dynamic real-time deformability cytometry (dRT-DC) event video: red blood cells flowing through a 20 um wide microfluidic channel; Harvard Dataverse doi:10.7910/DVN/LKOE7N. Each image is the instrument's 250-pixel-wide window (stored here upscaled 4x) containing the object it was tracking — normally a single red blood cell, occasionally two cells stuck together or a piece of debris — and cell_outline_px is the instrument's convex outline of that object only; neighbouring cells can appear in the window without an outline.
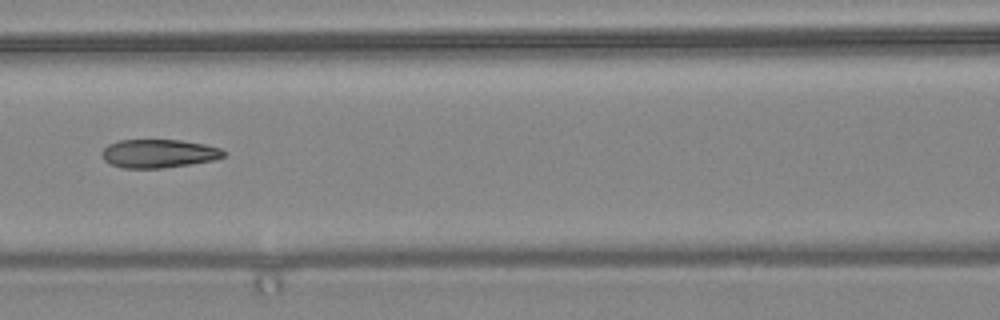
{"species": "common noctule bat (a hibernating species)", "species_latin": "Nyctalus noctula", "temperature_condition": "warm", "stored_images_in_passage": 9, "camera_frame_rate_fps": 3000, "um_per_image_px": 0.085, "animal": {"sex": "female", "body_mass_g": 24.6, "forearm_length_mm": 56.2}, "frame": {"image": 1, "passage_image": 6, "time_ms": 1.667, "image_size_px": [1000, 320], "cell_outline_px": [[224, 156], [212, 160], [164, 168], [124, 168], [108, 164], [104, 160], [100, 152], [108, 144], [120, 140], [180, 140], [204, 144], [220, 148], [224, 152]], "centroid_in_image_um": [13.42, 13.05], "position_along_channel_um": 153.2, "area_um2": 20.11}}
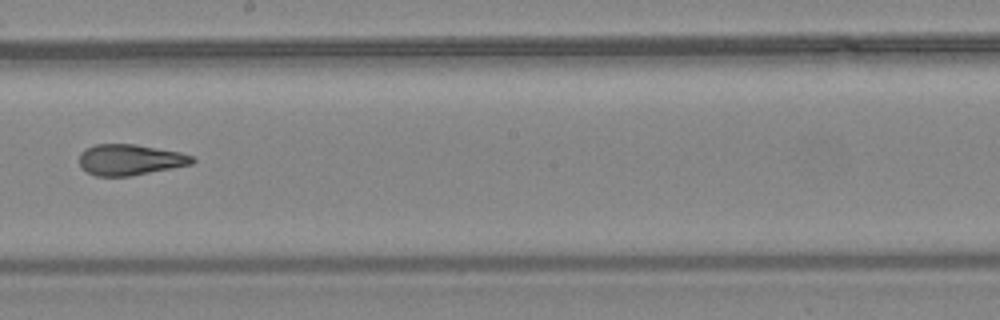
{"frame": {"image": 2, "passage_image": 8, "time_ms": 2.333, "image_size_px": [1000, 320], "cell_outline_px": [[196, 160], [192, 164], [172, 168], [128, 176], [96, 176], [80, 168], [80, 152], [96, 144], [136, 144], [180, 152], [192, 156]], "centroid_in_image_um": [11.05, 13.57], "position_along_channel_um": 237.2, "area_um2": 20.23}}
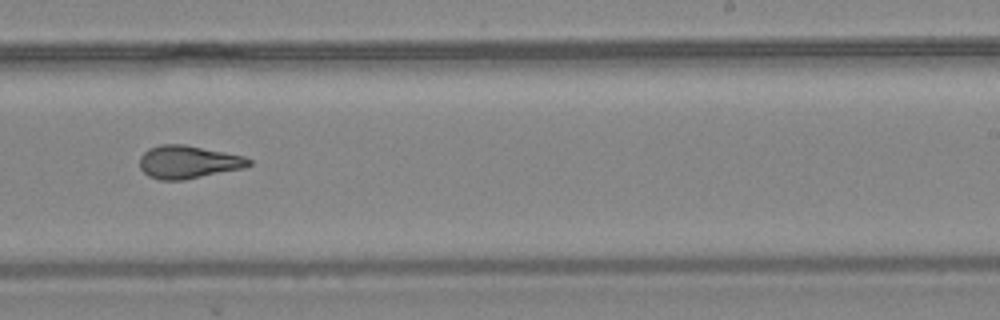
{"frame": {"image": 3, "passage_image": 9, "time_ms": 2.667, "image_size_px": [1000, 320], "cell_outline_px": [[252, 164], [244, 168], [184, 180], [160, 180], [148, 176], [140, 168], [140, 156], [148, 148], [160, 144], [184, 144], [244, 156], [252, 160]], "centroid_in_image_um": [15.99, 13.77], "position_along_channel_um": 273.0, "area_um2": 21.04}}